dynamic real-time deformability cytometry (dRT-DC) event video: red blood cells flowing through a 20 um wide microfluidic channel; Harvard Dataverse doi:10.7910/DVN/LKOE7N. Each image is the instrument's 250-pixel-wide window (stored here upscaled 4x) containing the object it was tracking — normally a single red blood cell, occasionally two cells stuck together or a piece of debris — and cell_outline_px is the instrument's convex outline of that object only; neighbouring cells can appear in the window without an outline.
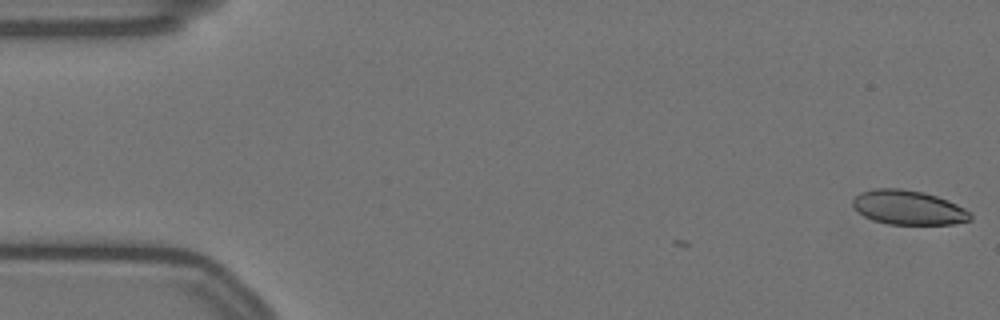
{"species": "Egyptian fruit bat (a non-hibernating species)", "species_latin": "Rousettus aegyptiacus", "temperature_condition": "warm", "stored_images_in_passage": 6, "camera_frame_rate_fps": 3000, "um_per_image_px": 0.085, "animal": {"sex": "female"}, "frame": {"image": 1, "passage_image": 1, "time_ms": 0.0, "image_size_px": [1000, 320], "cell_outline_px": [[972, 220], [952, 224], [888, 224], [872, 220], [864, 216], [852, 204], [852, 200], [860, 192], [872, 188], [900, 188], [924, 192], [948, 200], [972, 212]], "centroid_in_image_um": [77.22, 17.63], "position_along_channel_um": 7.8, "area_um2": 23.64}}